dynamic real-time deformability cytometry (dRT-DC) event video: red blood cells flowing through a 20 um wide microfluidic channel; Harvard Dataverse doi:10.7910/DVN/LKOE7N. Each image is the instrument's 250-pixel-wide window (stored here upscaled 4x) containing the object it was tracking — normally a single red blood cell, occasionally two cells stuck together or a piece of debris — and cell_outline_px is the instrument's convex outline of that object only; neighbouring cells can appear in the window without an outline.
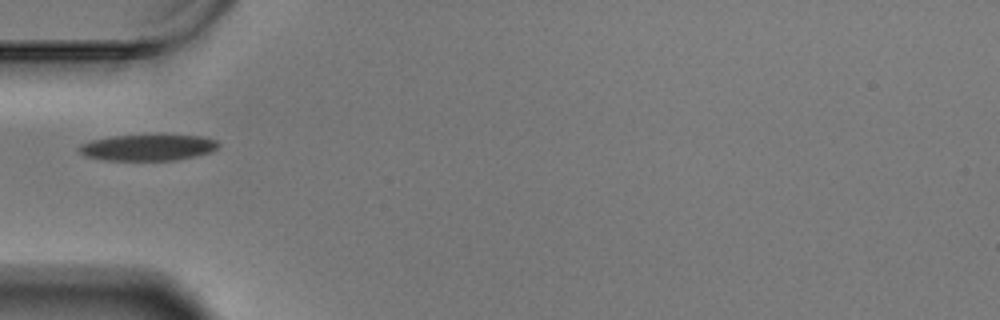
{"species": "Egyptian fruit bat (a non-hibernating species)", "species_latin": "Rousettus aegyptiacus", "temperature_condition": "warm", "stored_images_in_passage": 41, "camera_frame_rate_fps": 3000, "um_per_image_px": 0.085, "animal": {"sex": "male"}, "frame": {"image": 1, "passage_image": 1, "time_ms": 0.0, "image_size_px": [1000, 320], "cell_outline_px": [[220, 144], [216, 148], [208, 152], [176, 160], [108, 160], [84, 156], [76, 148], [80, 144], [92, 140], [112, 136], [156, 132], [200, 136], [216, 140]], "centroid_in_image_um": [12.54, 12.48], "position_along_channel_um": 72.5, "area_um2": 22.02}}
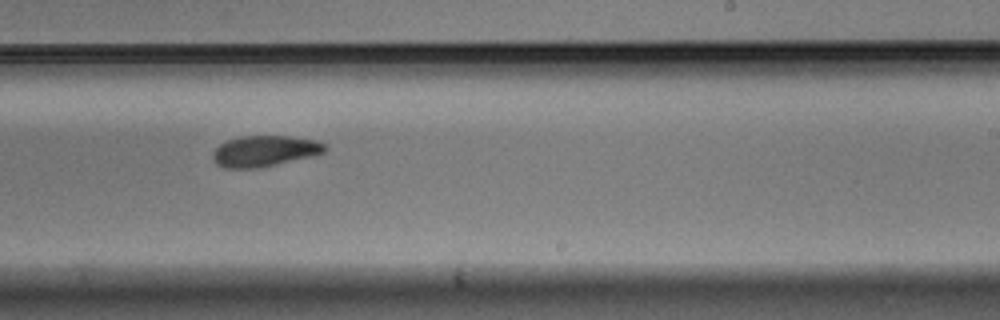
{"frame": {"image": 2, "passage_image": 18, "time_ms": 5.667, "image_size_px": [1000, 320], "cell_outline_px": [[328, 148], [324, 152], [312, 156], [256, 168], [224, 168], [216, 164], [212, 160], [212, 152], [220, 144], [228, 140], [240, 136], [288, 136], [316, 140], [328, 144]], "centroid_in_image_um": [22.49, 12.83], "position_along_channel_um": 266.5, "area_um2": 20.23}}
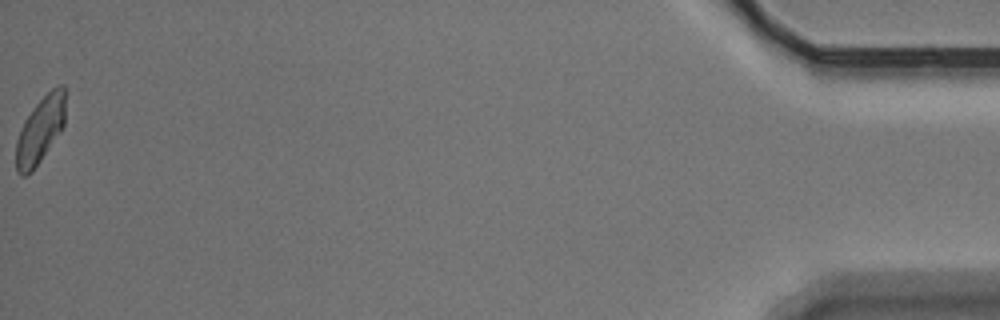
{"frame": {"image": 3, "passage_image": 41, "time_ms": 13.333, "image_size_px": [1000, 320], "cell_outline_px": [[64, 124], [32, 172], [28, 176], [20, 176], [16, 172], [16, 140], [24, 120], [32, 108], [52, 88], [60, 84], [64, 84]], "centroid_in_image_um": [3.38, 11.07], "position_along_channel_um": 431.8, "area_um2": 18.79}, "authors_computed_cell_mechanics": {"area_um2": 20.3456, "velocity_mm_per_s": 3.4122, "shape_relaxation_time_tau1_ms": 2.8723, "shape_relaxation_time_tau2_ms": null, "deformation_change_tau1": 0.1053, "deformation_change_tau2": null}}